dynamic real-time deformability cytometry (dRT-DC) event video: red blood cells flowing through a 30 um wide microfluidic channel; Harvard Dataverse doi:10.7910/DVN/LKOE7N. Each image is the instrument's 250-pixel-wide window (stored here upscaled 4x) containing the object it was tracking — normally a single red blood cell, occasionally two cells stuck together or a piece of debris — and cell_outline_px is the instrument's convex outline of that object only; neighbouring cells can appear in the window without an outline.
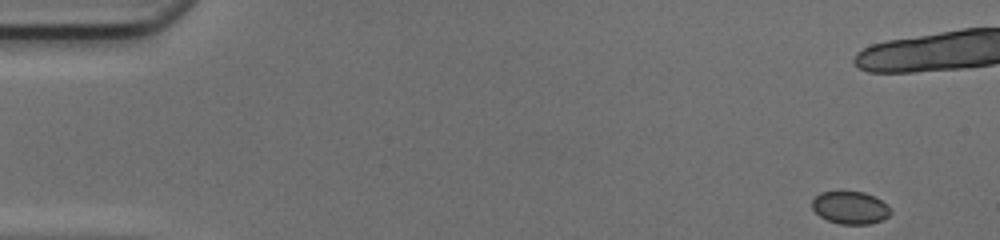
{"species": "common noctule bat (a hibernating species)", "species_latin": "Nyctalus noctula", "temperature_condition": "cold", "stored_images_in_passage": 46, "camera_frame_rate_fps": 3000, "um_per_image_px": 0.085, "animal": {"sex": "female", "body_mass_g": 17.0, "forearm_length_mm": 48.0}, "frame": {"image": 1, "passage_image": 1, "time_ms": 0.0, "image_size_px": [1000, 240], "cell_outline_px": [[892, 212], [888, 216], [880, 220], [868, 224], [840, 224], [828, 220], [820, 216], [812, 208], [812, 200], [820, 192], [864, 192], [888, 204]], "centroid_in_image_um": [72.27, 17.65], "position_along_channel_um": 12.7, "area_um2": 14.74}}